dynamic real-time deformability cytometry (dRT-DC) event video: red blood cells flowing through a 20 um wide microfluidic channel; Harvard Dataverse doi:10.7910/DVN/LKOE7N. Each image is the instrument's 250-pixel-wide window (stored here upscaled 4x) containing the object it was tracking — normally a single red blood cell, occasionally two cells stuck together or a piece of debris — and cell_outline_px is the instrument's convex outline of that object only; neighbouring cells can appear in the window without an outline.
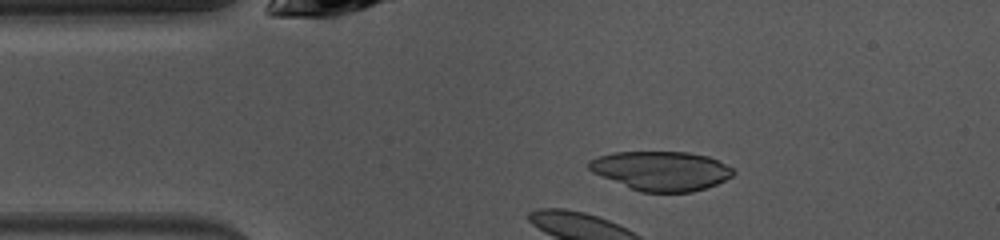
{"species": "common noctule bat (a hibernating species)", "species_latin": "Nyctalus noctula", "temperature_condition": "warm", "stored_images_in_passage": 46, "camera_frame_rate_fps": 3000, "um_per_image_px": 0.085, "animal": {"sex": "female", "body_mass_g": 10.0, "forearm_length_mm": 53.1}, "frame": {"image": 1, "passage_image": 7, "time_ms": 2.0, "image_size_px": [1000, 240], "cell_outline_px": [[736, 172], [732, 176], [716, 184], [692, 192], [640, 192], [592, 172], [588, 168], [588, 160], [612, 152], [688, 152], [708, 156], [732, 168]], "centroid_in_image_um": [56.19, 14.51], "position_along_channel_um": 28.8, "area_um2": 32.83}}